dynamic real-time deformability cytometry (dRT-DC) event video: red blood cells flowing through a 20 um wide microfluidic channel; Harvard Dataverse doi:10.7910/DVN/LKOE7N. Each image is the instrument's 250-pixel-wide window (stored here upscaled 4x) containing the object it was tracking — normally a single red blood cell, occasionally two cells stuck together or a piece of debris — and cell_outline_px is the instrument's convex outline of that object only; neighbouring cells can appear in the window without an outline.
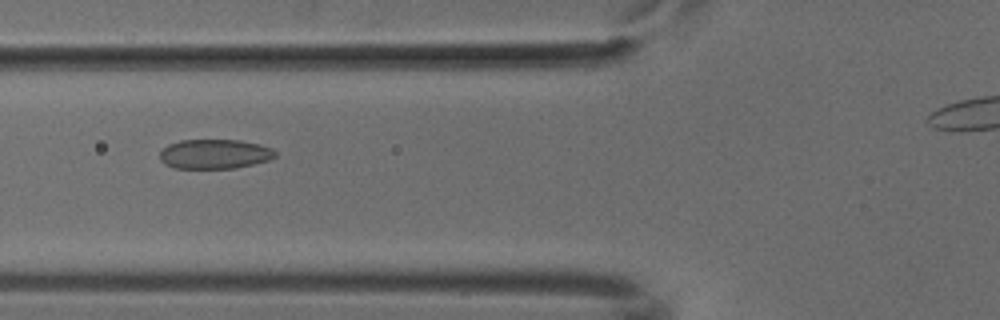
{"species": "common noctule bat (a hibernating species)", "species_latin": "Nyctalus noctula", "temperature_condition": "cold", "stored_images_in_passage": 45, "camera_frame_rate_fps": 3000, "um_per_image_px": 0.085, "animal": {"sex": "male", "body_mass_g": 18.8}, "frame": {"image": 1, "passage_image": 18, "time_ms": 5.667, "image_size_px": [1000, 320], "cell_outline_px": [[276, 156], [268, 160], [236, 168], [176, 168], [164, 164], [160, 160], [160, 152], [168, 144], [180, 140], [240, 140], [260, 144], [272, 148], [276, 152]], "centroid_in_image_um": [18.24, 13.09], "position_along_channel_um": 107.6, "area_um2": 19.88}}
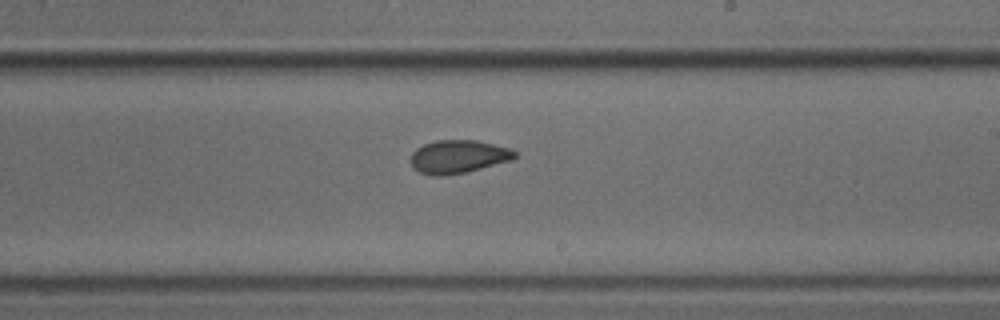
{"frame": {"image": 2, "passage_image": 29, "time_ms": 9.333, "image_size_px": [1000, 320], "cell_outline_px": [[516, 156], [512, 160], [464, 172], [440, 176], [432, 176], [420, 172], [412, 168], [412, 152], [416, 148], [424, 144], [436, 140], [476, 140], [512, 148], [516, 152]], "centroid_in_image_um": [38.95, 13.3], "position_along_channel_um": 250.0, "area_um2": 20.06}}
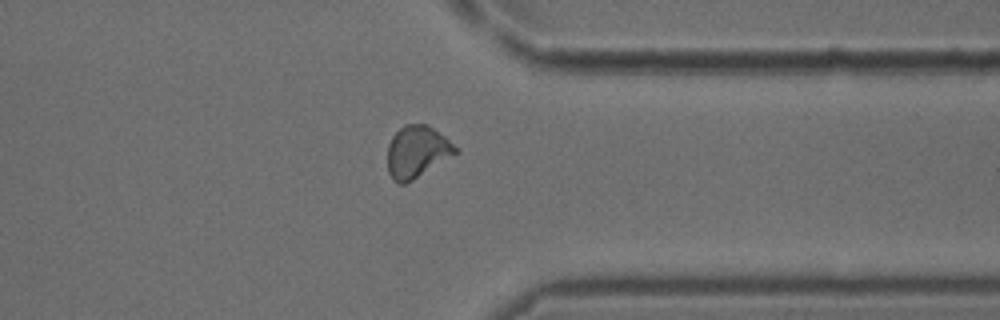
{"frame": {"image": 3, "passage_image": 39, "time_ms": 12.667, "image_size_px": [1000, 320], "cell_outline_px": [[460, 152], [412, 180], [404, 184], [400, 184], [392, 180], [388, 172], [388, 144], [392, 136], [404, 124], [428, 124], [460, 148]], "centroid_in_image_um": [35.46, 12.89], "position_along_channel_um": 375.9, "area_um2": 20.75}}